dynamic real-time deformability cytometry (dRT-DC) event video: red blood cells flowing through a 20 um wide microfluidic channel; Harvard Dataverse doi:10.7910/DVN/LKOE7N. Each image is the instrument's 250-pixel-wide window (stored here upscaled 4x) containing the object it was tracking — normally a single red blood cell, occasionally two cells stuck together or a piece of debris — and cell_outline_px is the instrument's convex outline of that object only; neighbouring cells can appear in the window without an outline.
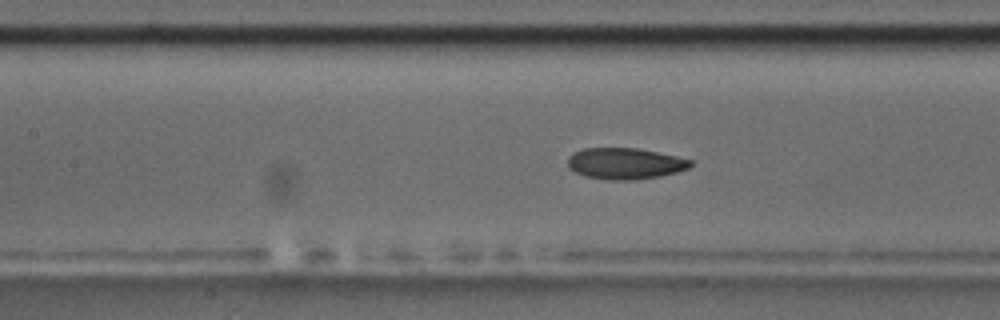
{"species": "common noctule bat (a hibernating species)", "species_latin": "Nyctalus noctula", "temperature_condition": "room temperature", "stored_images_in_passage": 56, "camera_frame_rate_fps": 3000, "um_per_image_px": 0.085, "animal": {"sex": "male", "body_mass_g": 17.5, "forearm_length_mm": 52.3}, "frame": {"image": 1, "passage_image": 25, "time_ms": 8.0, "image_size_px": [1000, 320], "cell_outline_px": [[692, 164], [688, 168], [676, 172], [660, 176], [636, 180], [608, 180], [584, 176], [568, 168], [568, 156], [584, 148], [636, 148], [676, 156], [692, 160]], "centroid_in_image_um": [53.11, 13.91], "position_along_channel_um": 154.3, "area_um2": 22.31}, "authors_computed_cell_mechanics": {"area_um2": 22.5709, "velocity_mm_per_s": 3.7049, "shape_relaxation_time_tau1_ms": 5.1486, "shape_relaxation_time_tau2_ms": 1.6906, "deformation_change_tau1": 0.1402, "deformation_change_tau2": 0.0599}}